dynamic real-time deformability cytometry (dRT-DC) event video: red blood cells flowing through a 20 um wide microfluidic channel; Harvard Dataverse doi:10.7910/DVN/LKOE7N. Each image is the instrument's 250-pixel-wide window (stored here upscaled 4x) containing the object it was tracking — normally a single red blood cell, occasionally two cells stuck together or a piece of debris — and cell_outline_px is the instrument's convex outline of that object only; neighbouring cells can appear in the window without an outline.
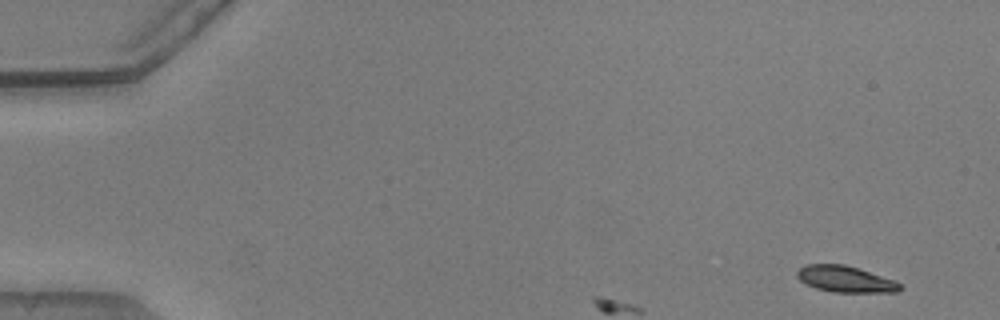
{"species": "common noctule bat (a hibernating species)", "species_latin": "Nyctalus noctula", "temperature_condition": "warm", "stored_images_in_passage": 7, "camera_frame_rate_fps": 3000, "um_per_image_px": 0.085, "animal": {"sex": "male", "body_mass_g": 20.5, "forearm_length_mm": 52.5}, "frame": {"image": 1, "passage_image": 1, "time_ms": 0.0, "image_size_px": [1000, 320], "cell_outline_px": [[900, 288], [896, 292], [832, 292], [816, 288], [800, 280], [796, 276], [796, 272], [800, 268], [808, 264], [844, 264], [896, 280], [900, 284]], "centroid_in_image_um": [71.85, 23.72], "position_along_channel_um": 13.2, "area_um2": 15.61}}